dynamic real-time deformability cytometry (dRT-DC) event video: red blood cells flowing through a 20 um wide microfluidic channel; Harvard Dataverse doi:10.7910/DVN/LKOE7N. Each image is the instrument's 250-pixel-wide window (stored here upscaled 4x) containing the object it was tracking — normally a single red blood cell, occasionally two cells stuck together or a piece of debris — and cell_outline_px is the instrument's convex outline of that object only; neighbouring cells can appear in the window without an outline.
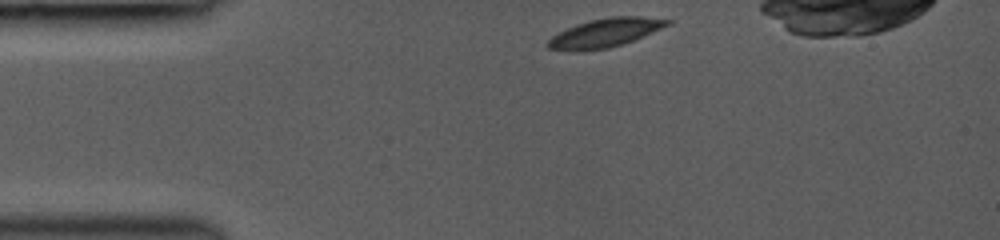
{"species": "common noctule bat (a hibernating species)", "species_latin": "Nyctalus noctula", "temperature_condition": "room temperature", "stored_images_in_passage": 32, "camera_frame_rate_fps": 3000, "um_per_image_px": 0.085, "animal": {"sex": "female", "body_mass_g": 19.0, "forearm_length_mm": 53.3}, "frame": {"image": 1, "passage_image": 1, "time_ms": 0.0, "image_size_px": [1000, 240], "cell_outline_px": [[672, 24], [624, 44], [608, 48], [548, 48], [544, 44], [552, 36], [576, 24], [588, 20], [612, 16], [640, 16], [672, 20]], "centroid_in_image_um": [51.54, 2.73], "position_along_channel_um": 33.5, "area_um2": 19.31}}
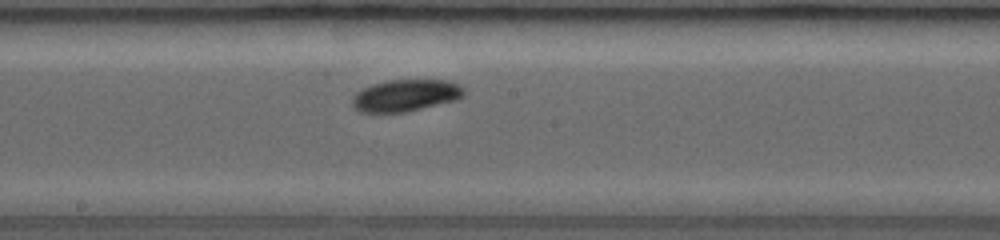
{"frame": {"image": 2, "passage_image": 17, "time_ms": 5.333, "image_size_px": [1000, 240], "cell_outline_px": [[464, 96], [456, 100], [404, 112], [360, 112], [352, 104], [352, 96], [356, 92], [372, 84], [388, 80], [448, 80], [460, 84], [464, 88]], "centroid_in_image_um": [34.49, 8.1], "position_along_channel_um": 213.7, "area_um2": 20.69}}
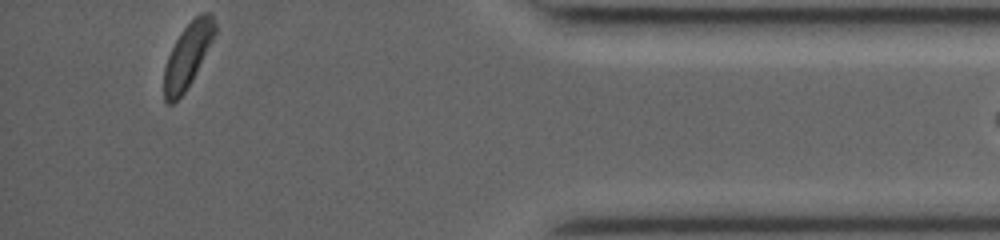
{"frame": {"image": 3, "passage_image": 32, "time_ms": 11.0, "image_size_px": [1000, 240], "cell_outline_px": [[216, 32], [184, 92], [172, 104], [168, 104], [164, 100], [164, 68], [168, 56], [180, 32], [200, 12], [212, 12], [216, 24]], "centroid_in_image_um": [15.94, 4.67], "position_along_channel_um": 419.3, "area_um2": 18.44}, "authors_computed_cell_mechanics": {"area_um2": 20.7502, "velocity_mm_per_s": 4.1947, "shape_relaxation_time_tau1_ms": 1.3066, "shape_relaxation_time_tau2_ms": null, "deformation_change_tau1": 0.0774, "deformation_change_tau2": null}}